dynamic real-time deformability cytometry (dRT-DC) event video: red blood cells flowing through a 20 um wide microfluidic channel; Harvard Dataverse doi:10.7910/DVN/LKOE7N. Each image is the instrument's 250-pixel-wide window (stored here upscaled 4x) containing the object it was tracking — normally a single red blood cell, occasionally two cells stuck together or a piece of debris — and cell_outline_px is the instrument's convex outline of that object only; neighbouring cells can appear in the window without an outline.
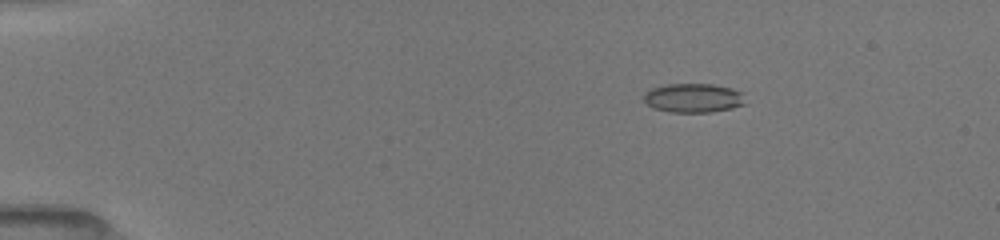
{"species": "common noctule bat (a hibernating species)", "species_latin": "Nyctalus noctula", "temperature_condition": "room temperature", "stored_images_in_passage": 12, "camera_frame_rate_fps": 3000, "um_per_image_px": 0.085, "animal": {"sex": "female", "body_mass_g": 19.5, "forearm_length_mm": 54.1}, "frame": {"image": 1, "passage_image": 4, "time_ms": 2.667, "image_size_px": [1000, 240], "cell_outline_px": [[744, 104], [732, 108], [712, 112], [668, 112], [652, 108], [644, 100], [644, 92], [652, 88], [668, 84], [712, 84], [732, 88], [744, 92]], "centroid_in_image_um": [58.94, 8.33], "position_along_channel_um": 26.1, "area_um2": 17.34}}
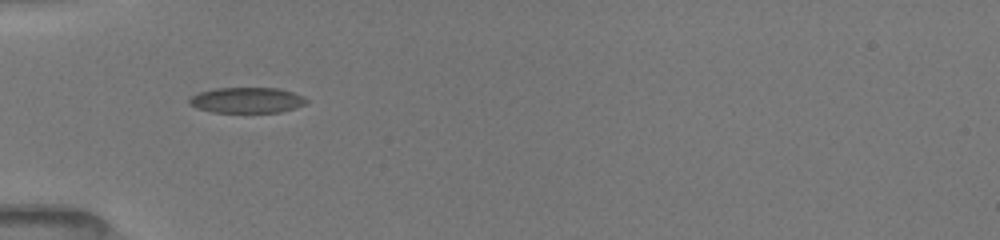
{"frame": {"image": 2, "passage_image": 9, "time_ms": 5.667, "image_size_px": [1000, 240], "cell_outline_px": [[308, 100], [304, 104], [280, 112], [212, 112], [196, 108], [188, 104], [188, 96], [196, 92], [216, 88], [280, 88], [304, 96]], "centroid_in_image_um": [20.9, 8.5], "position_along_channel_um": 64.1, "area_um2": 17.63}}
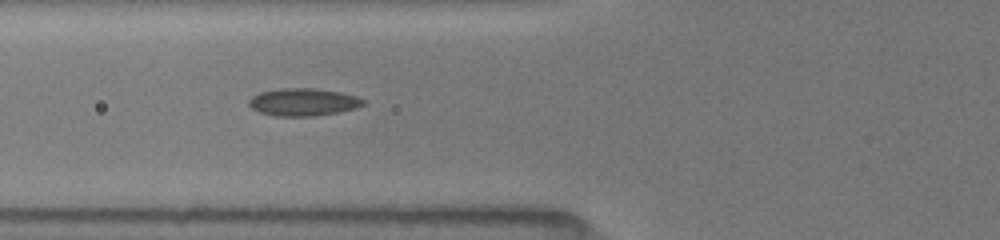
{"frame": {"image": 3, "passage_image": 12, "time_ms": 6.667, "image_size_px": [1000, 240], "cell_outline_px": [[364, 104], [356, 108], [340, 112], [312, 116], [272, 116], [260, 112], [252, 108], [248, 104], [248, 100], [252, 96], [260, 92], [284, 88], [312, 88], [340, 92], [356, 96], [364, 100]], "centroid_in_image_um": [25.76, 8.68], "position_along_channel_um": 100.0, "area_um2": 18.32}}